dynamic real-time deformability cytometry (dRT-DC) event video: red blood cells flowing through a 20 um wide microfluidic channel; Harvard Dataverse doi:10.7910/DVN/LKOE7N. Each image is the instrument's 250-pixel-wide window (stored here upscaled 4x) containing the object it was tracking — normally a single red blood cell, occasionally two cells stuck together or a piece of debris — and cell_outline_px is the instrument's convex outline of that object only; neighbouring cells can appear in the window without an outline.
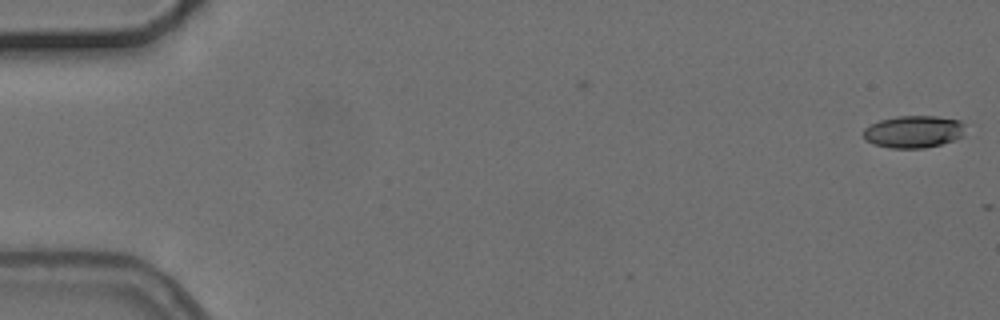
{"species": "common noctule bat (a hibernating species)", "species_latin": "Nyctalus noctula", "temperature_condition": "cold", "stored_images_in_passage": 5, "camera_frame_rate_fps": 3000, "um_per_image_px": 0.085, "animal": {"sex": "female", "body_mass_g": 24.6, "forearm_length_mm": 56.2}, "frame": {"image": 1, "passage_image": 1, "time_ms": 0.0, "image_size_px": [1000, 320], "cell_outline_px": [[964, 136], [956, 140], [924, 148], [892, 148], [876, 144], [864, 140], [860, 132], [864, 128], [880, 120], [896, 116], [936, 116], [960, 120], [964, 124]], "centroid_in_image_um": [77.65, 11.19], "position_along_channel_um": 7.3, "area_um2": 19.36}}
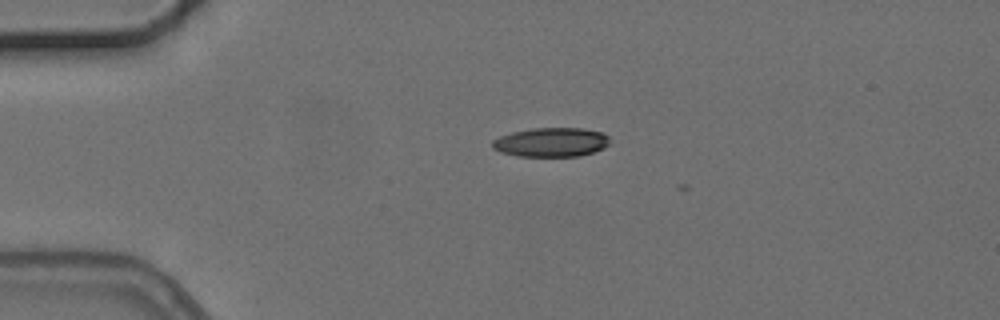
{"frame": {"image": 2, "passage_image": 4, "time_ms": 4.0, "image_size_px": [1000, 320], "cell_outline_px": [[608, 144], [604, 148], [580, 156], [516, 156], [500, 152], [492, 148], [492, 140], [500, 136], [512, 132], [532, 128], [584, 128], [604, 132], [608, 136]], "centroid_in_image_um": [46.84, 12.08], "position_along_channel_um": 38.2, "area_um2": 20.06}}
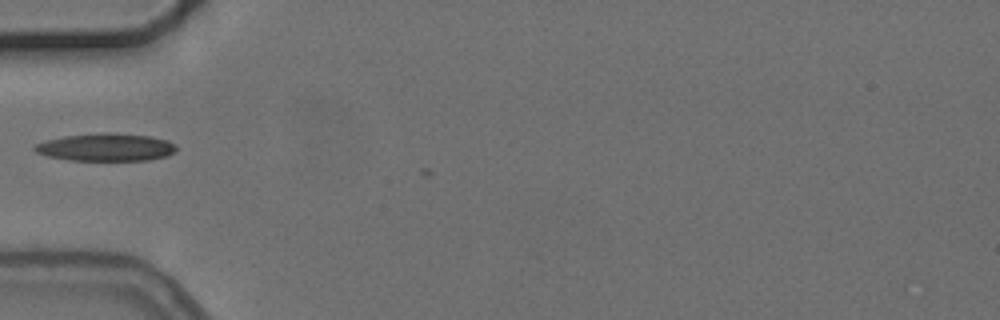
{"frame": {"image": 3, "passage_image": 5, "time_ms": 6.0, "image_size_px": [1000, 320], "cell_outline_px": [[176, 152], [168, 156], [148, 160], [68, 160], [48, 156], [36, 152], [32, 148], [36, 144], [48, 140], [64, 136], [104, 132], [116, 132], [152, 136], [168, 140], [176, 144]], "centroid_in_image_um": [9.06, 12.5], "position_along_channel_um": 75.9, "area_um2": 23.06}}